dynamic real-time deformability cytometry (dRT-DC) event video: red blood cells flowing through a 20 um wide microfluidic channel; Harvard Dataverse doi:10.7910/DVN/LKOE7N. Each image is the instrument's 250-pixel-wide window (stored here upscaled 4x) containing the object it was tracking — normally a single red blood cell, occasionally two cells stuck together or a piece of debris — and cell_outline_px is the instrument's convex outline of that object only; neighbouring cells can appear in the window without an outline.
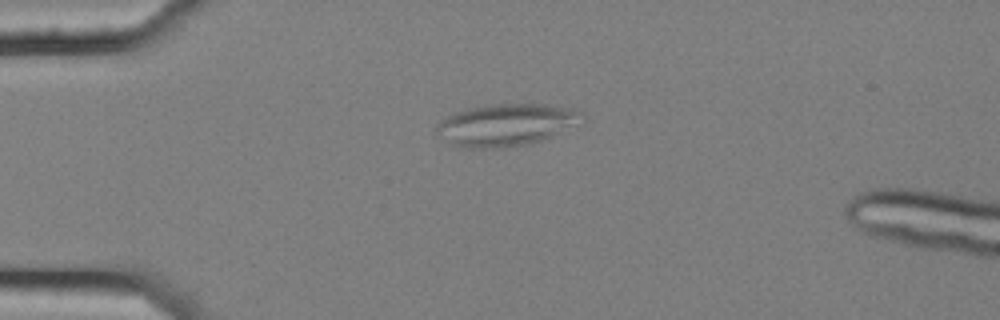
{"species": "common noctule bat (a hibernating species)", "species_latin": "Nyctalus noctula", "temperature_condition": "cold", "stored_images_in_passage": 5, "camera_frame_rate_fps": 3000, "um_per_image_px": 0.085, "animal": {"sex": "female", "body_mass_g": 25.1}, "frame": {"image": 1, "passage_image": 1, "time_ms": 0.0, "image_size_px": [1000, 320], "cell_outline_px": [[576, 116], [568, 124], [548, 136], [540, 140], [528, 144], [504, 148], [460, 148], [448, 144], [436, 132], [436, 124], [440, 120], [452, 112], [468, 108], [492, 104], [544, 104], [568, 108], [576, 112]], "centroid_in_image_um": [42.71, 10.63], "position_along_channel_um": 42.3, "area_um2": 34.51}}